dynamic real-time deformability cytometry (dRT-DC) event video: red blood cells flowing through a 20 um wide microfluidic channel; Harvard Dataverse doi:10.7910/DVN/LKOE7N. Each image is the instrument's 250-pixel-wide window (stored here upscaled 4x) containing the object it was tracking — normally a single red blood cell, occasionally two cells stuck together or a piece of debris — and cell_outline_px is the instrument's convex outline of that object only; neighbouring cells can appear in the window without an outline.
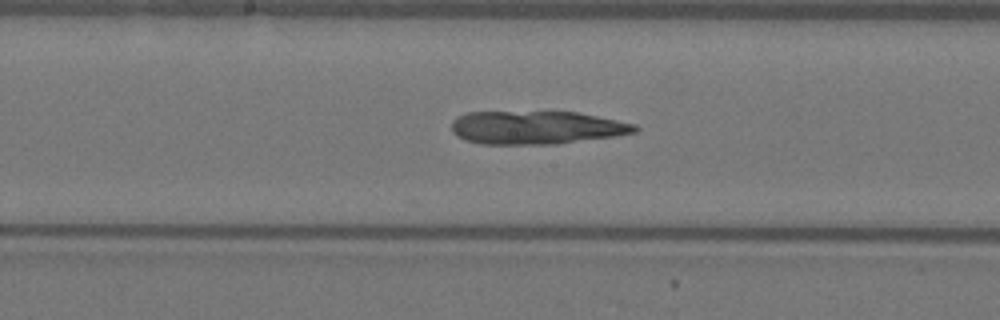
{"species": "Egyptian fruit bat (a non-hibernating species)", "species_latin": "Rousettus aegyptiacus", "temperature_condition": "warm", "stored_images_in_passage": 40, "camera_frame_rate_fps": 3000, "um_per_image_px": 0.085, "animal": {"sex": "female"}, "frame": {"image": 1, "passage_image": 15, "time_ms": 4.667, "image_size_px": [1000, 320], "cell_outline_px": [[640, 128], [636, 132], [616, 136], [556, 144], [480, 144], [464, 140], [456, 136], [452, 132], [452, 120], [456, 116], [468, 112], [576, 112], [636, 124]], "centroid_in_image_um": [45.56, 10.85], "position_along_channel_um": 202.6, "area_um2": 35.66}}
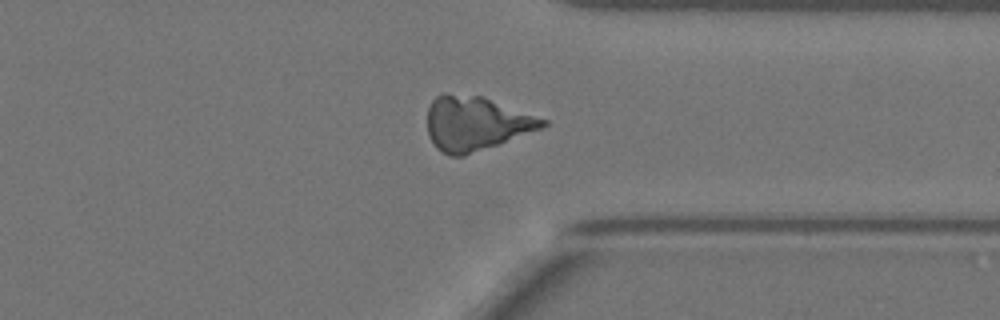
{"frame": {"image": 2, "passage_image": 28, "time_ms": 9.0, "image_size_px": [1000, 320], "cell_outline_px": [[548, 124], [540, 128], [464, 156], [448, 156], [440, 152], [436, 148], [428, 136], [428, 108], [432, 100], [436, 96], [444, 92], [480, 96], [548, 120]], "centroid_in_image_um": [40.37, 10.49], "position_along_channel_um": 371.0, "area_um2": 35.95}}
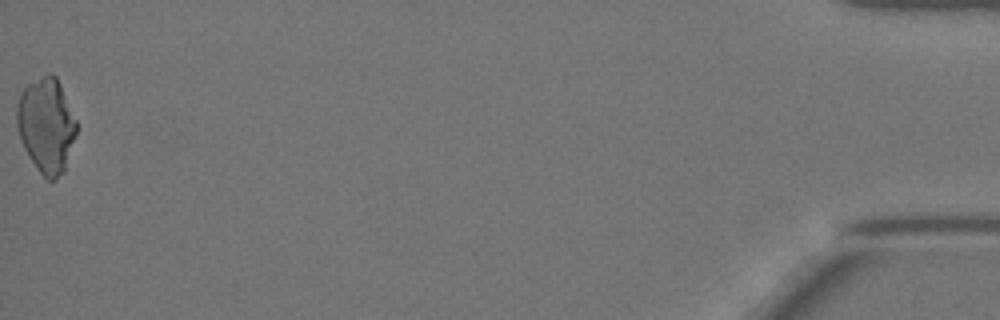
{"frame": {"image": 3, "passage_image": 40, "time_ms": 13.0, "image_size_px": [1000, 320], "cell_outline_px": [[76, 132], [64, 172], [56, 180], [48, 180], [36, 168], [28, 156], [20, 140], [16, 124], [16, 108], [20, 92], [28, 84], [48, 72], [52, 72], [56, 76], [60, 84], [76, 120]], "centroid_in_image_um": [3.91, 10.64], "position_along_channel_um": 431.3, "area_um2": 33.0}}